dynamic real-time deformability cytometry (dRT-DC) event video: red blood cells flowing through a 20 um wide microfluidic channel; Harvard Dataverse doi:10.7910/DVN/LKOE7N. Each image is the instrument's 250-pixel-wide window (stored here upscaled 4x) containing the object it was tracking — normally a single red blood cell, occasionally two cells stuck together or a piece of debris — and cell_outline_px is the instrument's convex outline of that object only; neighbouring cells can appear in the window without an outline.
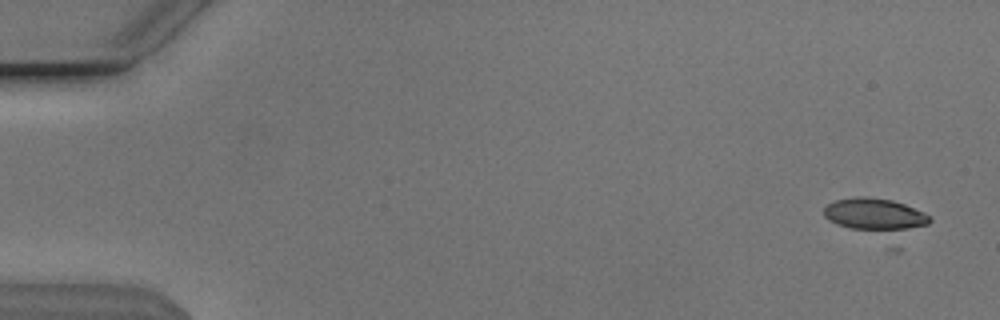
{"species": "Egyptian fruit bat (a non-hibernating species)", "species_latin": "Rousettus aegyptiacus", "temperature_condition": "cold", "stored_images_in_passage": 17, "camera_frame_rate_fps": 3000, "um_per_image_px": 0.085, "animal": {"sex": "male"}, "frame": {"image": 1, "passage_image": 2, "time_ms": 0.333, "image_size_px": [1000, 320], "cell_outline_px": [[932, 220], [900, 252], [892, 252], [828, 220], [824, 216], [824, 208], [828, 204], [836, 200], [856, 196], [864, 196], [892, 200], [904, 204], [924, 212], [932, 216]], "centroid_in_image_um": [74.68, 18.73], "position_along_channel_um": 10.3, "area_um2": 26.99}}
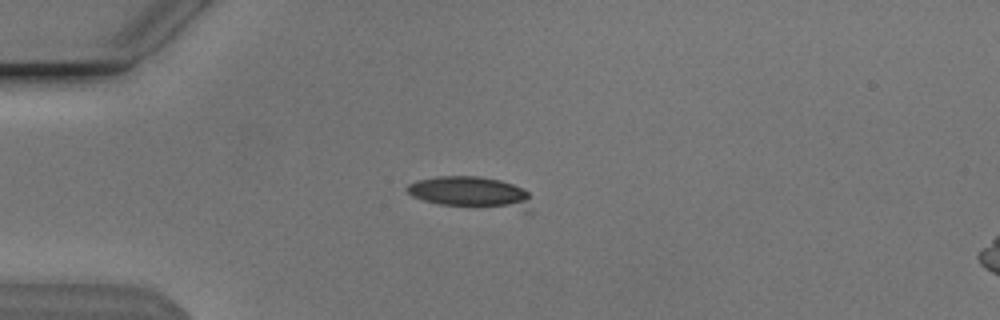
{"frame": {"image": 2, "passage_image": 14, "time_ms": 4.333, "image_size_px": [1000, 320], "cell_outline_px": [[532, 212], [524, 212], [440, 204], [424, 200], [412, 196], [404, 188], [408, 184], [416, 180], [436, 176], [480, 176], [500, 180], [512, 184], [528, 192]], "centroid_in_image_um": [40.06, 16.39], "position_along_channel_um": 44.9, "area_um2": 23.47}}